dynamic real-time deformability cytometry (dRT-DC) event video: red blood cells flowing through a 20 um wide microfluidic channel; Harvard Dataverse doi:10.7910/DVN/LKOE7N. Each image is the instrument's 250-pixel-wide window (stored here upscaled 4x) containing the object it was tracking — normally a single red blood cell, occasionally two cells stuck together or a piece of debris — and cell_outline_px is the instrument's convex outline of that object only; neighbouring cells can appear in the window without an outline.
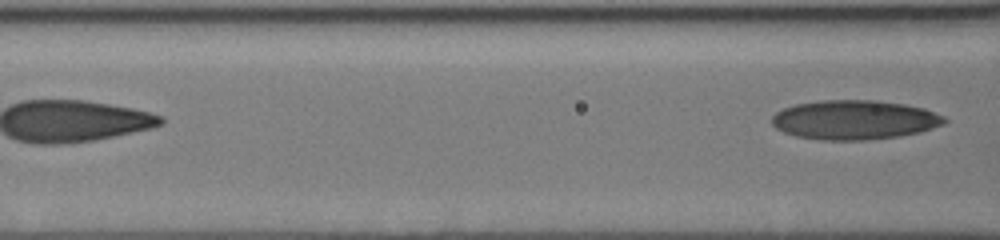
{"species": "human", "species_latin": "Homo sapiens", "temperature_condition": "cold", "stored_images_in_passage": 9, "segment_of_instrument_passage": [2, 2], "camera_frame_rate_fps": 3000, "um_per_image_px": 0.085, "donor": {"sex": "male"}, "frame": {"image": 1, "passage_image": 9, "time_ms": 3.0, "image_size_px": [1000, 240], "cell_outline_px": [[948, 120], [944, 124], [920, 132], [900, 136], [864, 140], [820, 140], [796, 136], [784, 132], [776, 128], [772, 124], [772, 116], [776, 112], [784, 108], [796, 104], [820, 100], [876, 100], [904, 104], [924, 108], [944, 116]], "centroid_in_image_um": [72.63, 10.19], "position_along_channel_um": 94.0, "area_um2": 39.65}}